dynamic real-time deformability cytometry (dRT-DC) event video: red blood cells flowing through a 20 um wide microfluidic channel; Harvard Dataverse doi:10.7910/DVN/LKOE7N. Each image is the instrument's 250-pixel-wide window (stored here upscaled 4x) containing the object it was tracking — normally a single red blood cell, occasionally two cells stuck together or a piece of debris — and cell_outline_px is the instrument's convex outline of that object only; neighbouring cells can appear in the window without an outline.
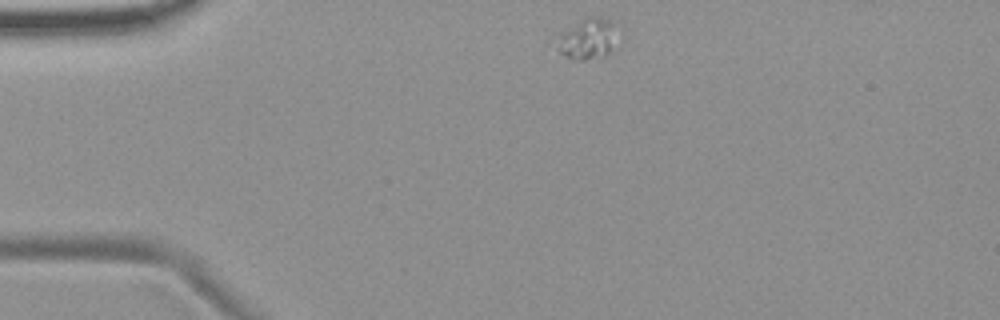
{"species": "common noctule bat (a hibernating species)", "species_latin": "Nyctalus noctula", "temperature_condition": "room temperature", "stored_images_in_passage": 2, "camera_frame_rate_fps": 3000, "um_per_image_px": 0.085, "animal": {"sex": "female", "body_mass_g": 19.9}, "frame": {"image": 1, "passage_image": 1, "time_ms": 0.0, "image_size_px": [1000, 320], "cell_outline_px": [[616, 36], [608, 52], [604, 56], [584, 60], [572, 60], [564, 56], [560, 52], [560, 48], [564, 32], [584, 16], [596, 16], [612, 20], [616, 32]], "centroid_in_image_um": [50.01, 3.28], "position_along_channel_um": 35.0, "area_um2": 13.76}}